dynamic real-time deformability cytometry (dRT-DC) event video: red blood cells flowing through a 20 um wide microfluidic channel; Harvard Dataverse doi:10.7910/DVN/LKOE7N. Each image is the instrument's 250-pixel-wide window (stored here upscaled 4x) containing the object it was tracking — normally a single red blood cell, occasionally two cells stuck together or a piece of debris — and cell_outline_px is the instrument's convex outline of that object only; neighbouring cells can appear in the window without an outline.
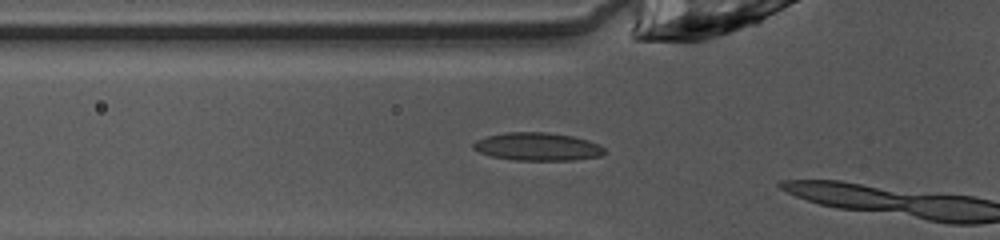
{"species": "common noctule bat (a hibernating species)", "species_latin": "Nyctalus noctula", "temperature_condition": "warm", "stored_images_in_passage": 5, "camera_frame_rate_fps": 3000, "um_per_image_px": 0.085, "animal": {"sex": "female", "body_mass_g": 10.0, "forearm_length_mm": 53.1}, "frame": {"image": 1, "passage_image": 4, "time_ms": 1.0, "image_size_px": [1000, 240], "cell_outline_px": [[604, 152], [600, 156], [572, 160], [512, 160], [492, 156], [480, 152], [472, 148], [472, 144], [476, 140], [488, 136], [508, 132], [548, 132], [572, 136], [588, 140], [600, 144], [604, 148]], "centroid_in_image_um": [45.69, 12.46], "position_along_channel_um": 80.1, "area_um2": 21.33}}